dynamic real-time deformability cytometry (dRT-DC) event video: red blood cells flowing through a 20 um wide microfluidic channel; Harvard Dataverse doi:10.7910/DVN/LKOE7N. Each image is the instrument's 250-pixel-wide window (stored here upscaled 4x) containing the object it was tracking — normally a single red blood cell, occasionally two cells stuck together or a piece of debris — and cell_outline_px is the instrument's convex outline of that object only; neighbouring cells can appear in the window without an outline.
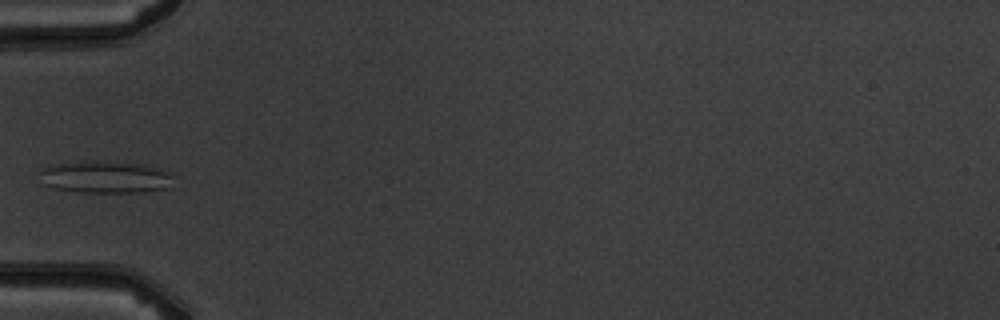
{"species": "common noctule bat (a hibernating species)", "species_latin": "Nyctalus noctula", "temperature_condition": "warm", "stored_images_in_passage": 5, "camera_frame_rate_fps": 3000, "um_per_image_px": 0.085, "animal": {"sex": "male", "body_mass_g": 19.5, "forearm_length_mm": 54.6}, "frame": {"image": 1, "passage_image": 4, "time_ms": 3.333, "image_size_px": [1000, 320], "cell_outline_px": [[176, 176], [168, 188], [144, 192], [80, 192], [56, 188], [48, 184], [40, 172], [40, 168], [52, 164], [92, 160], [140, 164], [156, 168], [168, 172]], "centroid_in_image_um": [9.01, 15.04], "position_along_channel_um": 76.0, "area_um2": 24.85}}
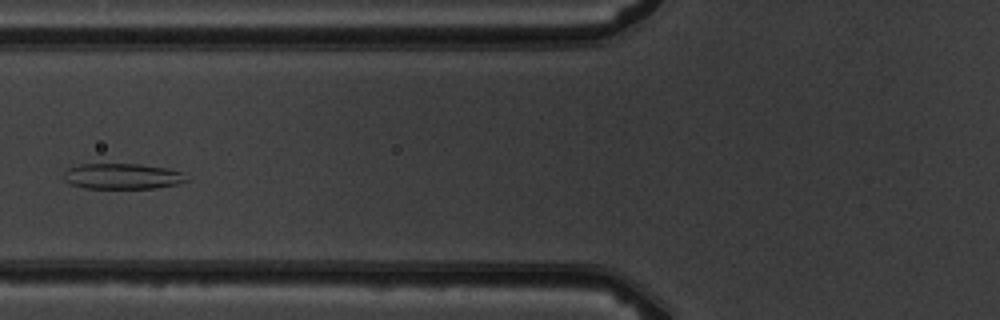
{"frame": {"image": 2, "passage_image": 5, "time_ms": 4.333, "image_size_px": [1000, 320], "cell_outline_px": [[188, 180], [176, 184], [156, 188], [84, 188], [72, 184], [64, 180], [64, 172], [68, 168], [80, 164], [140, 164], [168, 168], [180, 172]], "centroid_in_image_um": [10.37, 14.98], "position_along_channel_um": 115.4, "area_um2": 18.21}}